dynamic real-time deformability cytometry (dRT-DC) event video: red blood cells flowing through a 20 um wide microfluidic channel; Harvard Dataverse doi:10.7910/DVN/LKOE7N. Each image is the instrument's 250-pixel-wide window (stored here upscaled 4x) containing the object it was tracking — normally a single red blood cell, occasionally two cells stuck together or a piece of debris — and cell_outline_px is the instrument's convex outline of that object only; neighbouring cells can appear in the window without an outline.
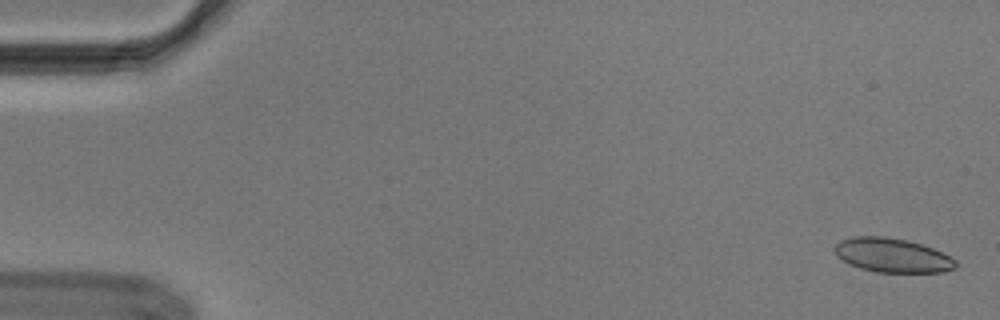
{"species": "Egyptian fruit bat (a non-hibernating species)", "species_latin": "Rousettus aegyptiacus", "temperature_condition": "cold", "stored_images_in_passage": 11, "camera_frame_rate_fps": 3000, "um_per_image_px": 0.085, "animal": {"sex": "male"}, "frame": {"image": 1, "passage_image": 2, "time_ms": 0.333, "image_size_px": [1000, 320], "cell_outline_px": [[956, 268], [944, 272], [876, 272], [860, 268], [836, 256], [832, 248], [840, 240], [856, 236], [884, 236], [908, 240], [932, 248], [956, 260]], "centroid_in_image_um": [75.82, 21.69], "position_along_channel_um": 9.2, "area_um2": 23.99}}